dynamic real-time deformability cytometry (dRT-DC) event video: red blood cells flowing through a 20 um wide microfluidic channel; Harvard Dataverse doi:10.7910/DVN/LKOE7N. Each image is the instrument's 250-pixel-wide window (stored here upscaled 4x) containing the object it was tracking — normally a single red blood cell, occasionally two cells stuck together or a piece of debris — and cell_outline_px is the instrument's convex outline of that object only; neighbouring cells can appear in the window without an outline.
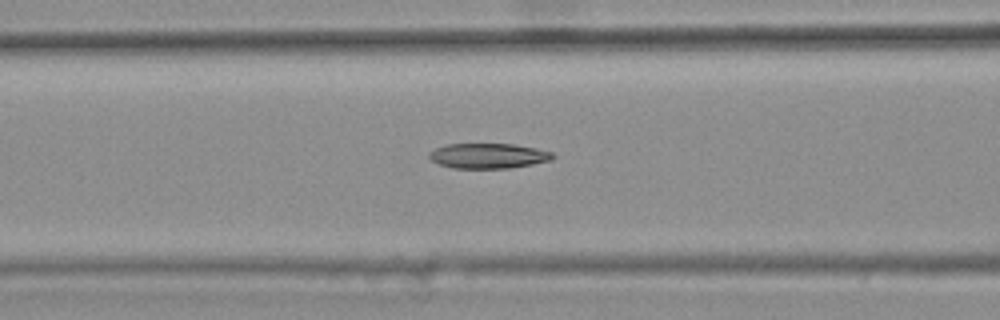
{"species": "common noctule bat (a hibernating species)", "species_latin": "Nyctalus noctula", "temperature_condition": "warm", "stored_images_in_passage": 32, "camera_frame_rate_fps": 3000, "um_per_image_px": 0.085, "animal": {"sex": "female", "body_mass_g": 25.1}, "frame": {"image": 1, "passage_image": 6, "time_ms": 1.667, "image_size_px": [1000, 320], "cell_outline_px": [[556, 156], [552, 160], [532, 164], [508, 168], [452, 168], [440, 164], [432, 160], [428, 156], [428, 152], [436, 148], [448, 144], [512, 144], [536, 148], [552, 152]], "centroid_in_image_um": [41.52, 13.24], "position_along_channel_um": 125.1, "area_um2": 18.03}}
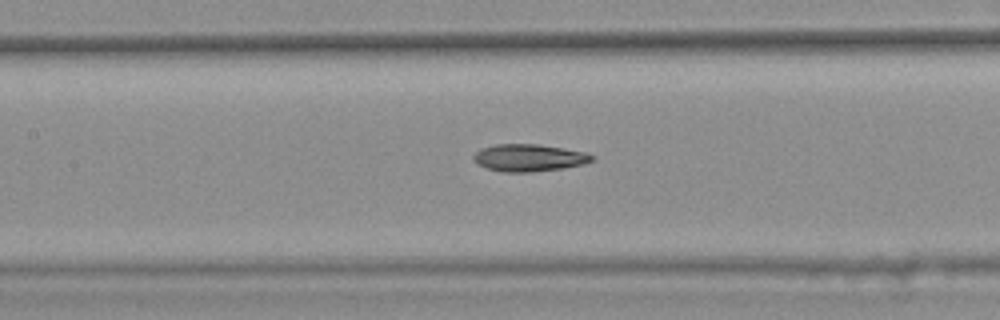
{"frame": {"image": 2, "passage_image": 9, "time_ms": 2.667, "image_size_px": [1000, 320], "cell_outline_px": [[596, 160], [584, 164], [564, 168], [528, 172], [504, 172], [488, 168], [472, 160], [472, 156], [480, 148], [496, 144], [540, 144], [588, 152], [596, 156]], "centroid_in_image_um": [45.03, 13.4], "position_along_channel_um": 162.4, "area_um2": 19.02}}
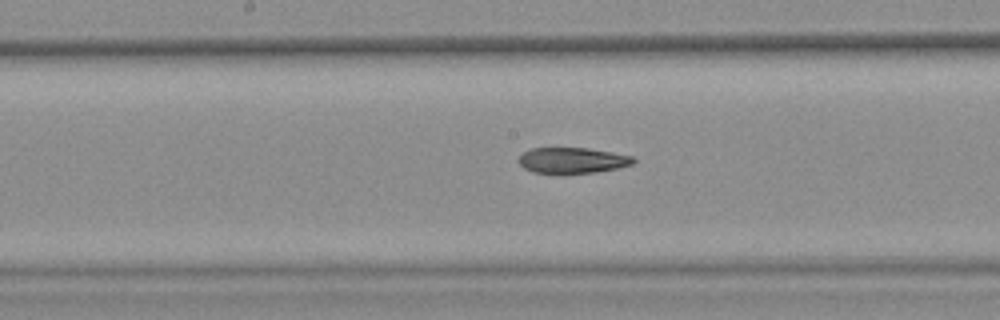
{"frame": {"image": 3, "passage_image": 12, "time_ms": 3.667, "image_size_px": [1000, 320], "cell_outline_px": [[636, 160], [632, 164], [616, 168], [596, 172], [532, 172], [524, 168], [516, 160], [524, 152], [532, 148], [588, 148], [612, 152], [632, 156]], "centroid_in_image_um": [48.64, 13.61], "position_along_channel_um": 199.6, "area_um2": 16.88}}